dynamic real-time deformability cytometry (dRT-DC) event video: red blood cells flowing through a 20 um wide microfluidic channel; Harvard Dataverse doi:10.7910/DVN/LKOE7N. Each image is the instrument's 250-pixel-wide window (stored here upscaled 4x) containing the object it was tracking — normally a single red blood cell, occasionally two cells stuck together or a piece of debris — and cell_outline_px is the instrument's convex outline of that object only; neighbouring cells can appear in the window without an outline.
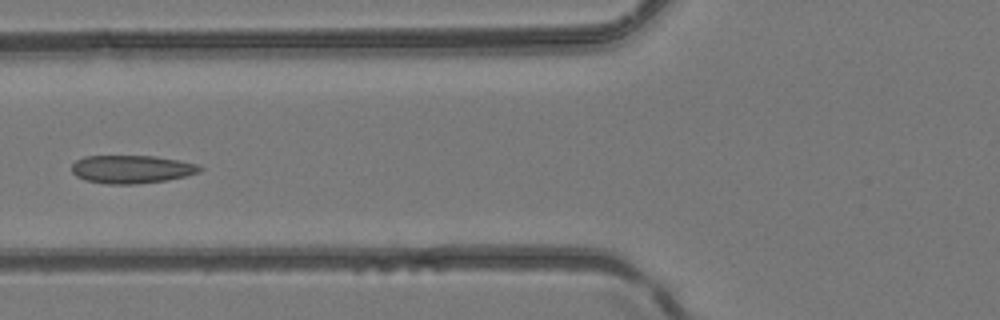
{"species": "common noctule bat (a hibernating species)", "species_latin": "Nyctalus noctula", "temperature_condition": "room temperature", "stored_images_in_passage": 3, "camera_frame_rate_fps": 3000, "um_per_image_px": 0.085, "animal": {"sex": "female", "body_mass_g": 24.6, "forearm_length_mm": 56.2}, "frame": {"image": 1, "passage_image": 3, "time_ms": 0.667, "image_size_px": [1000, 320], "cell_outline_px": [[204, 168], [200, 172], [184, 176], [164, 180], [136, 184], [108, 184], [84, 180], [76, 176], [72, 172], [72, 164], [76, 160], [84, 156], [156, 156], [196, 164]], "centroid_in_image_um": [11.15, 14.38], "position_along_channel_um": 114.7, "area_um2": 20.87}}